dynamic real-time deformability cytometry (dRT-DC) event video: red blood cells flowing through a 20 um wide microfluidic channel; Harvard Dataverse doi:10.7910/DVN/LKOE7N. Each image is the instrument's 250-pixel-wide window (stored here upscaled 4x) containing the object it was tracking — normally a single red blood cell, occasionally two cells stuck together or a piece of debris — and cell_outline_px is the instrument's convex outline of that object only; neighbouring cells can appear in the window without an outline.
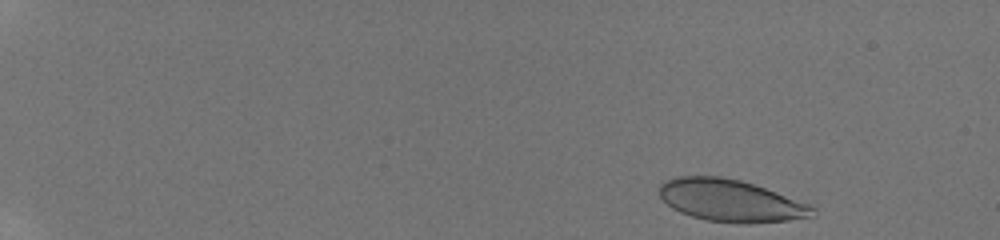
{"species": "human", "species_latin": "Homo sapiens", "temperature_condition": "room temperature", "stored_images_in_passage": 47, "camera_frame_rate_fps": 3000, "um_per_image_px": 0.085, "donor": {"sex": "male"}, "frame": {"image": 1, "passage_image": 2, "time_ms": 0.333, "image_size_px": [1000, 240], "cell_outline_px": [[816, 216], [788, 220], [748, 224], [704, 220], [680, 212], [672, 208], [660, 196], [660, 184], [664, 180], [676, 176], [720, 176], [740, 180], [812, 204], [816, 208]], "centroid_in_image_um": [62.14, 17.06], "position_along_channel_um": 22.9, "area_um2": 37.74}}
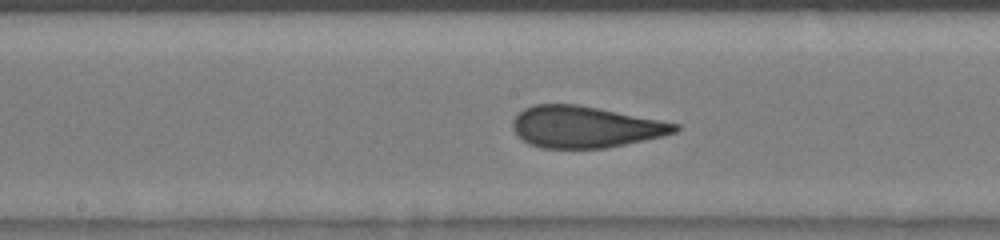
{"frame": {"image": 2, "passage_image": 26, "time_ms": 8.333, "image_size_px": [1000, 240], "cell_outline_px": [[680, 128], [676, 132], [664, 136], [604, 148], [540, 148], [528, 144], [516, 136], [512, 128], [512, 120], [524, 108], [536, 104], [580, 104], [680, 124]], "centroid_in_image_um": [49.71, 10.78], "position_along_channel_um": 198.5, "area_um2": 39.48}}
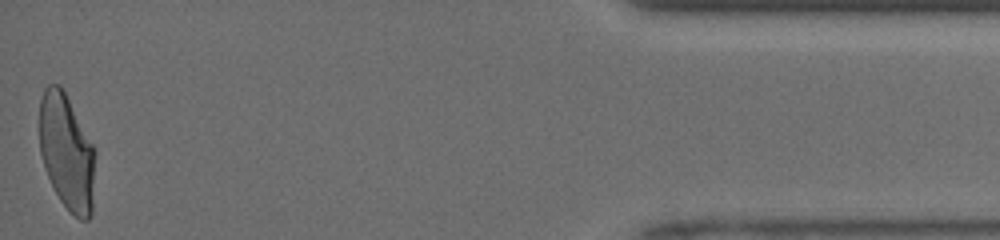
{"frame": {"image": 3, "passage_image": 47, "time_ms": 15.333, "image_size_px": [1000, 240], "cell_outline_px": [[96, 152], [92, 212], [88, 220], [80, 220], [60, 200], [48, 176], [40, 152], [40, 100], [44, 88], [48, 84], [60, 84], [92, 144]], "centroid_in_image_um": [5.68, 12.93], "position_along_channel_um": 429.5, "area_um2": 37.22}, "authors_computed_cell_mechanics": {"area_um2": 38.8416, "velocity_mm_per_s": 4.2013, "shape_relaxation_time_tau1_ms": 4.6501, "shape_relaxation_time_tau2_ms": 0.6851, "deformation_change_tau1": 0.1917, "deformation_change_tau2": 0.0602}}